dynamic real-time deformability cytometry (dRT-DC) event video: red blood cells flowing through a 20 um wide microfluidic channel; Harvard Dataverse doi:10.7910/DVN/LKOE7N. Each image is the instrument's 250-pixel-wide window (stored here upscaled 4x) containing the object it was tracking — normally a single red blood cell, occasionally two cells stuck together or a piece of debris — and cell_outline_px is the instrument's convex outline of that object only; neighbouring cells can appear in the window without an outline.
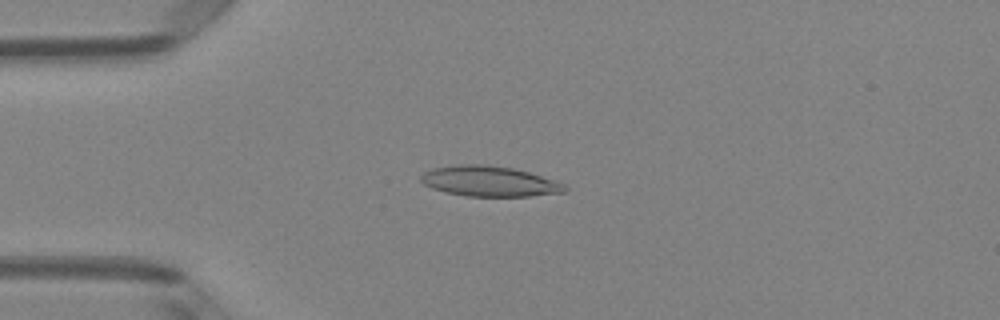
{"species": "Egyptian fruit bat (a non-hibernating species)", "species_latin": "Rousettus aegyptiacus", "temperature_condition": "room temperature", "stored_images_in_passage": 50, "camera_frame_rate_fps": 3000, "um_per_image_px": 0.085, "animal": {"sex": "female"}, "frame": {"image": 1, "passage_image": 13, "time_ms": 4.0, "image_size_px": [1000, 320], "cell_outline_px": [[568, 192], [528, 196], [464, 196], [444, 192], [432, 188], [424, 184], [420, 180], [420, 176], [424, 172], [432, 168], [456, 164], [488, 164], [512, 168], [528, 172], [556, 180], [564, 184], [568, 188]], "centroid_in_image_um": [41.59, 15.4], "position_along_channel_um": 43.4, "area_um2": 25.72}}
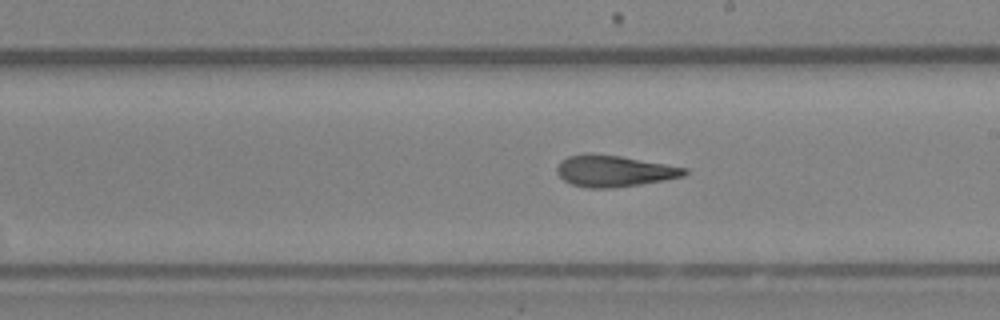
{"frame": {"image": 2, "passage_image": 29, "time_ms": 9.333, "image_size_px": [1000, 320], "cell_outline_px": [[688, 172], [684, 176], [664, 180], [640, 184], [612, 188], [584, 188], [572, 184], [564, 180], [556, 172], [556, 168], [560, 160], [568, 156], [584, 152], [588, 152], [620, 156], [688, 168]], "centroid_in_image_um": [52.15, 14.52], "position_along_channel_um": 236.8, "area_um2": 23.52}}
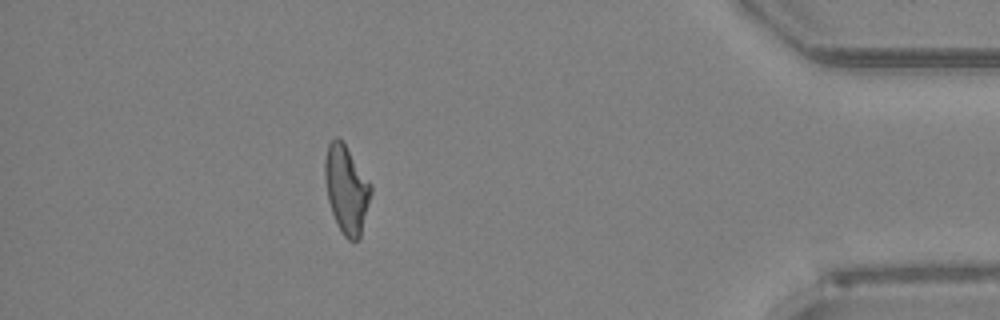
{"frame": {"image": 3, "passage_image": 45, "time_ms": 14.667, "image_size_px": [1000, 320], "cell_outline_px": [[372, 192], [360, 240], [348, 240], [344, 236], [336, 224], [328, 200], [324, 180], [324, 160], [328, 144], [336, 136], [344, 144], [372, 184]], "centroid_in_image_um": [29.45, 16.13], "position_along_channel_um": 405.8, "area_um2": 23.7}, "authors_computed_cell_mechanics": {"area_um2": 23.8714, "velocity_mm_per_s": 4.0398, "shape_relaxation_time_tau1_ms": null, "shape_relaxation_time_tau2_ms": 3.1256, "deformation_change_tau1": null, "deformation_change_tau2": 0.1293}}